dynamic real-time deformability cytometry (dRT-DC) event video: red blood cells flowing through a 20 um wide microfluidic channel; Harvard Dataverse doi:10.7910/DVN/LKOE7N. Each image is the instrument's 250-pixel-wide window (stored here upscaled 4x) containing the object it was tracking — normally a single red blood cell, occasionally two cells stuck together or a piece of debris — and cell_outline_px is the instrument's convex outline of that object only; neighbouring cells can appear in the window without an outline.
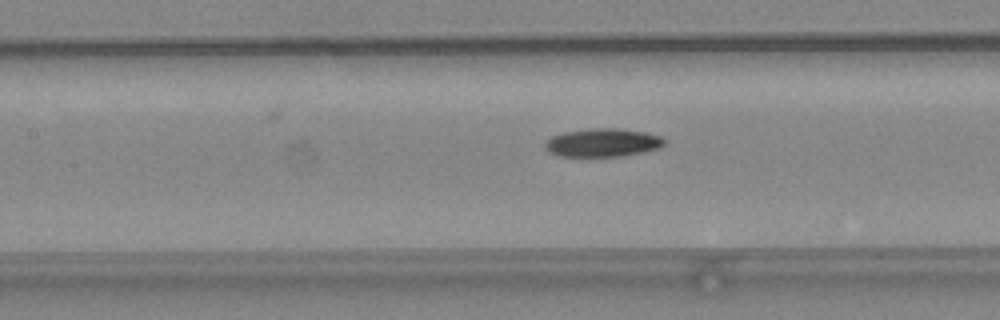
{"species": "common noctule bat (a hibernating species)", "species_latin": "Nyctalus noctula", "temperature_condition": "warm", "stored_images_in_passage": 41, "camera_frame_rate_fps": 3000, "um_per_image_px": 0.085, "animal": {"sex": "female", "body_mass_g": 24.6, "forearm_length_mm": 56.2}, "frame": {"image": 1, "passage_image": 15, "time_ms": 4.667, "image_size_px": [1000, 320], "cell_outline_px": [[664, 144], [656, 148], [644, 152], [624, 156], [560, 156], [544, 148], [544, 144], [552, 136], [564, 132], [592, 128], [620, 128], [648, 132], [660, 136], [664, 140]], "centroid_in_image_um": [51.24, 12.11], "position_along_channel_um": 156.2, "area_um2": 19.59}}
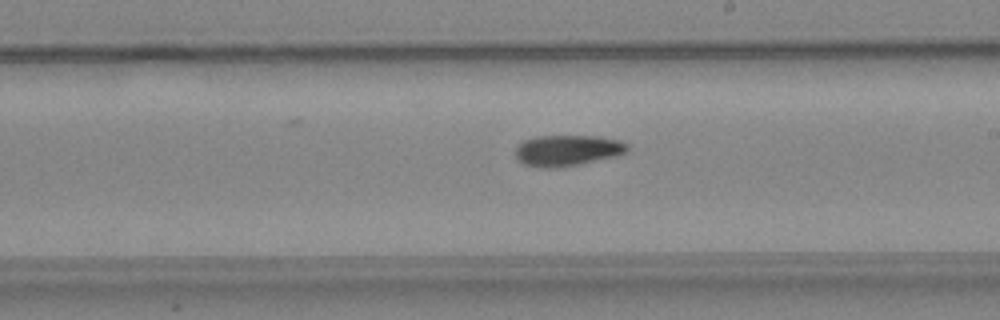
{"frame": {"image": 2, "passage_image": 21, "time_ms": 6.667, "image_size_px": [1000, 320], "cell_outline_px": [[628, 152], [616, 156], [580, 164], [556, 168], [544, 168], [524, 164], [516, 156], [516, 148], [524, 140], [536, 136], [600, 136], [620, 140], [628, 144]], "centroid_in_image_um": [48.27, 12.78], "position_along_channel_um": 240.7, "area_um2": 20.23}}
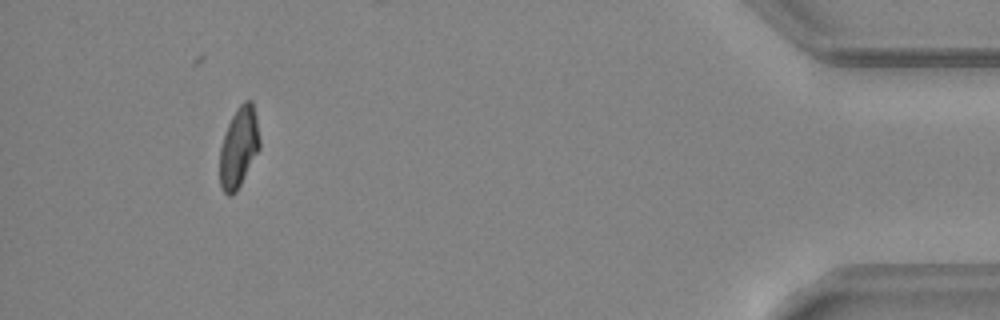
{"frame": {"image": 3, "passage_image": 38, "time_ms": 12.333, "image_size_px": [1000, 320], "cell_outline_px": [[260, 148], [236, 192], [232, 196], [228, 196], [224, 192], [220, 184], [220, 148], [228, 124], [236, 108], [244, 100], [252, 100], [256, 116], [260, 140]], "centroid_in_image_um": [20.3, 12.51], "position_along_channel_um": 414.9, "area_um2": 18.61}, "authors_computed_cell_mechanics": {"area_um2": 19.4786, "velocity_mm_per_s": 4.2339, "shape_relaxation_time_tau1_ms": null, "shape_relaxation_time_tau2_ms": 4.8766, "deformation_change_tau1": null, "deformation_change_tau2": 0.1215}}